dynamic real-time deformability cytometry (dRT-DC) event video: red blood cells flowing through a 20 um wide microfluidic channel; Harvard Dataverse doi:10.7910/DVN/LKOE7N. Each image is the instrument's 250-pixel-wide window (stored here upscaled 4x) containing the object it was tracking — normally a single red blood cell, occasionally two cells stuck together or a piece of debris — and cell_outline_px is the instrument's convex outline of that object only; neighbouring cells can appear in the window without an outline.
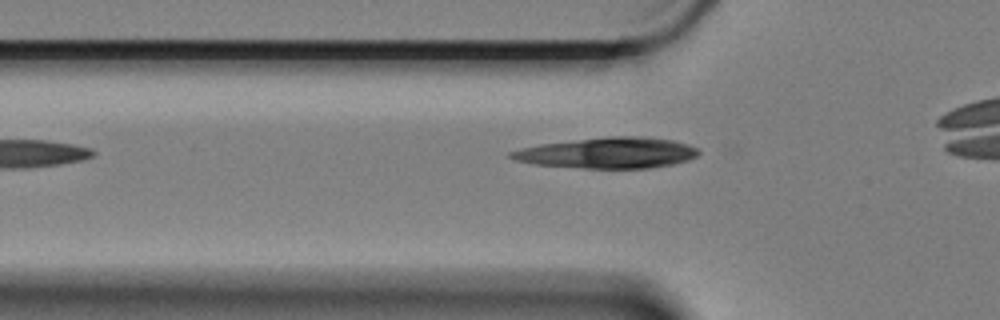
{"species": "Egyptian fruit bat (a non-hibernating species)", "species_latin": "Rousettus aegyptiacus", "temperature_condition": "cold", "stored_images_in_passage": 34, "camera_frame_rate_fps": 3000, "um_per_image_px": 0.085, "animal": {"sex": "female"}, "frame": {"image": 1, "passage_image": 5, "time_ms": 1.333, "image_size_px": [1000, 320], "cell_outline_px": [[700, 152], [696, 156], [688, 160], [672, 164], [648, 168], [584, 168], [536, 164], [516, 160], [508, 156], [508, 152], [520, 148], [540, 144], [608, 136], [652, 136], [672, 140], [688, 144], [700, 148]], "centroid_in_image_um": [51.7, 12.98], "position_along_channel_um": 74.1, "area_um2": 33.76}}
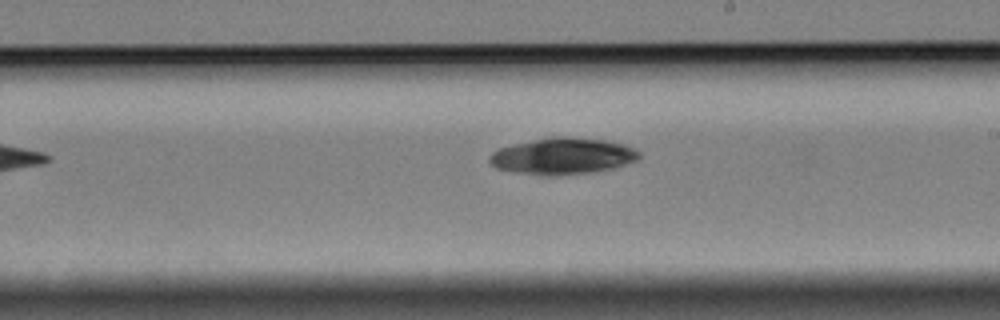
{"frame": {"image": 2, "passage_image": 20, "time_ms": 6.333, "image_size_px": [1000, 320], "cell_outline_px": [[640, 156], [636, 160], [612, 168], [596, 172], [556, 176], [540, 176], [516, 172], [496, 168], [488, 160], [488, 156], [492, 152], [500, 148], [516, 144], [552, 136], [568, 136], [604, 140], [624, 144], [636, 148], [640, 152]], "centroid_in_image_um": [47.83, 13.28], "position_along_channel_um": 241.2, "area_um2": 31.96}}
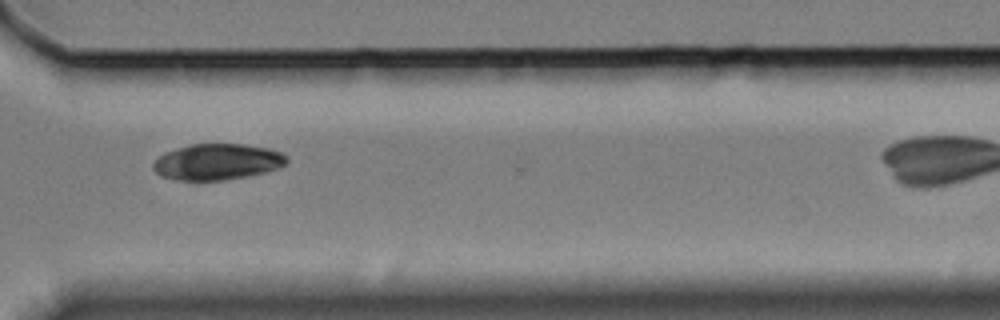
{"frame": {"image": 3, "passage_image": 30, "time_ms": 9.667, "image_size_px": [1000, 320], "cell_outline_px": [[288, 160], [280, 168], [248, 176], [224, 180], [176, 180], [160, 176], [152, 168], [152, 164], [164, 152], [176, 148], [192, 144], [244, 144], [268, 148], [280, 152], [288, 156]], "centroid_in_image_um": [18.46, 13.76], "position_along_channel_um": 352.1, "area_um2": 28.15}}